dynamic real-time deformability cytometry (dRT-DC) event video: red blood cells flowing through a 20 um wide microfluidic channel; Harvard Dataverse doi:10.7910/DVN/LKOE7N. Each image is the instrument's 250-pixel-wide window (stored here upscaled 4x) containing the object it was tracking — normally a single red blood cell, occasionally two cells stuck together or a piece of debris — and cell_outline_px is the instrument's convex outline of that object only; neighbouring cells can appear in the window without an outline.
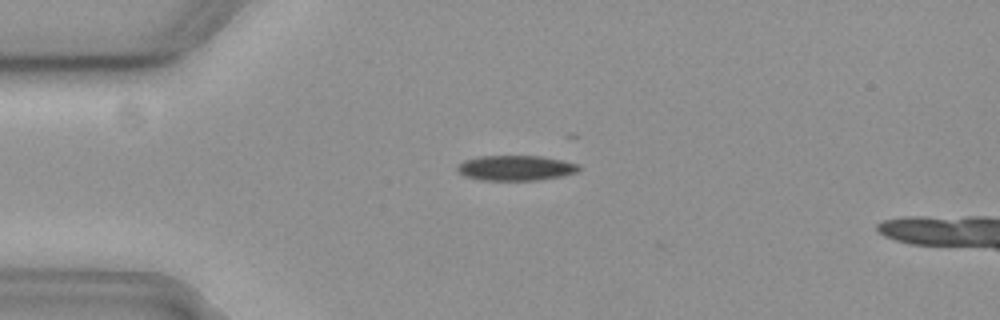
{"species": "common noctule bat (a hibernating species)", "species_latin": "Nyctalus noctula", "temperature_condition": "cold", "stored_images_in_passage": 33, "camera_frame_rate_fps": 3000, "um_per_image_px": 0.085, "animal": {"sex": "female", "body_mass_g": 19.3, "forearm_length_mm": 54.1}, "frame": {"image": 1, "passage_image": 2, "time_ms": 0.333, "image_size_px": [1000, 320], "cell_outline_px": [[580, 168], [576, 172], [564, 176], [540, 180], [480, 180], [464, 176], [456, 168], [464, 160], [480, 156], [540, 156], [580, 164]], "centroid_in_image_um": [43.85, 14.28], "position_along_channel_um": 41.1, "area_um2": 17.8}}
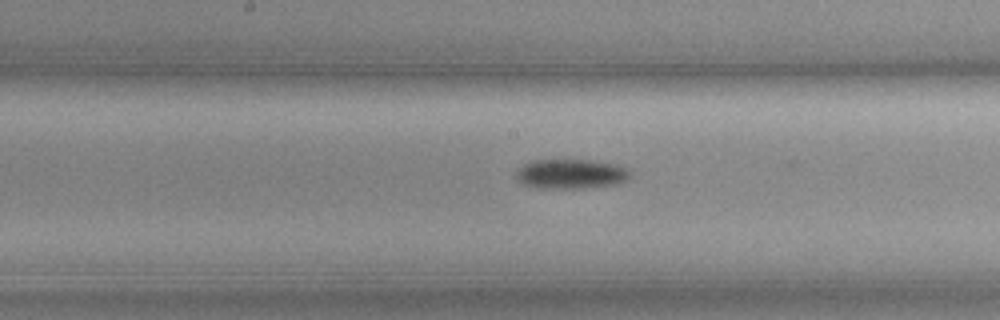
{"frame": {"image": 2, "passage_image": 17, "time_ms": 5.333, "image_size_px": [1000, 320], "cell_outline_px": [[632, 172], [628, 180], [616, 184], [584, 188], [536, 188], [520, 184], [516, 180], [516, 172], [528, 160], [592, 160], [616, 164], [628, 168]], "centroid_in_image_um": [48.52, 14.78], "position_along_channel_um": 199.7, "area_um2": 20.06}}
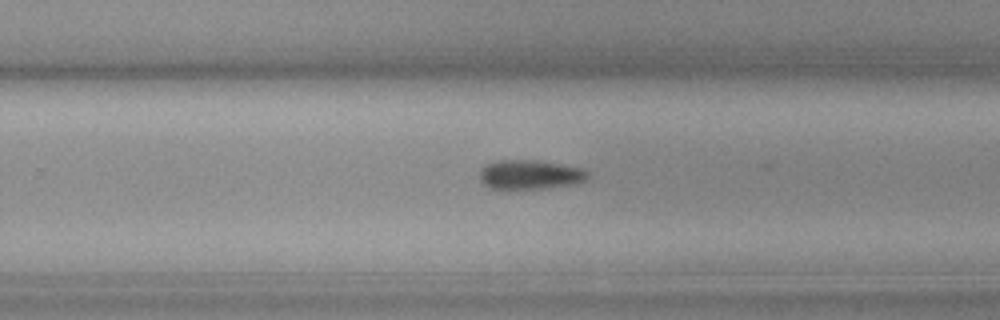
{"frame": {"image": 3, "passage_image": 24, "time_ms": 7.667, "image_size_px": [1000, 320], "cell_outline_px": [[588, 180], [576, 184], [544, 188], [508, 192], [504, 192], [488, 188], [480, 180], [480, 168], [484, 164], [496, 160], [536, 160], [580, 168], [588, 172]], "centroid_in_image_um": [44.96, 14.89], "position_along_channel_um": 284.8, "area_um2": 19.31}, "authors_computed_cell_mechanics": {"area_um2": 18.6116, "velocity_mm_per_s": 3.6774, "shape_relaxation_time_tau1_ms": 10.3293, "shape_relaxation_time_tau2_ms": null, "deformation_change_tau1": 0.1786, "deformation_change_tau2": null}}